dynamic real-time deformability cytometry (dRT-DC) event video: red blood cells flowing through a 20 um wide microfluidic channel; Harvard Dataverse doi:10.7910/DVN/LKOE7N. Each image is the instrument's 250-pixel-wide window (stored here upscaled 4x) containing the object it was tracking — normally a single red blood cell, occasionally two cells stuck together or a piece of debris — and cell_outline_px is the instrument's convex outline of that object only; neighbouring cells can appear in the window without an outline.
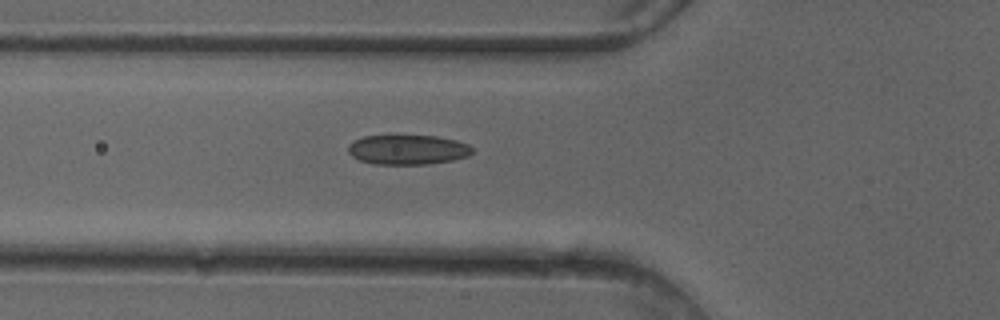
{"species": "common noctule bat (a hibernating species)", "species_latin": "Nyctalus noctula", "temperature_condition": "cold", "stored_images_in_passage": 29, "camera_frame_rate_fps": 3000, "um_per_image_px": 0.085, "animal": {"sex": "female"}, "frame": {"image": 1, "passage_image": 2, "time_ms": 0.333, "image_size_px": [1000, 320], "cell_outline_px": [[472, 152], [468, 156], [452, 160], [428, 164], [372, 164], [360, 160], [352, 156], [348, 152], [348, 144], [364, 136], [436, 136], [456, 140], [468, 144], [472, 148]], "centroid_in_image_um": [34.65, 12.73], "position_along_channel_um": 91.1, "area_um2": 21.39}}
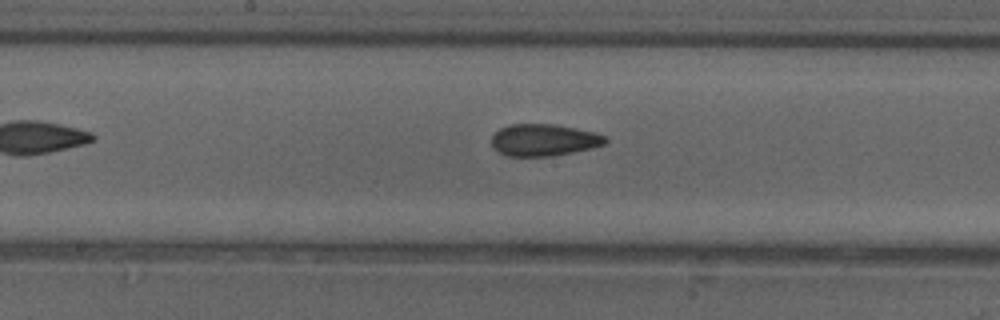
{"frame": {"image": 2, "passage_image": 10, "time_ms": 3.0, "image_size_px": [1000, 320], "cell_outline_px": [[608, 140], [604, 144], [592, 148], [552, 156], [508, 156], [492, 148], [492, 136], [500, 128], [508, 124], [556, 124], [576, 128], [592, 132], [604, 136]], "centroid_in_image_um": [46.2, 11.89], "position_along_channel_um": 202.0, "area_um2": 21.1}}
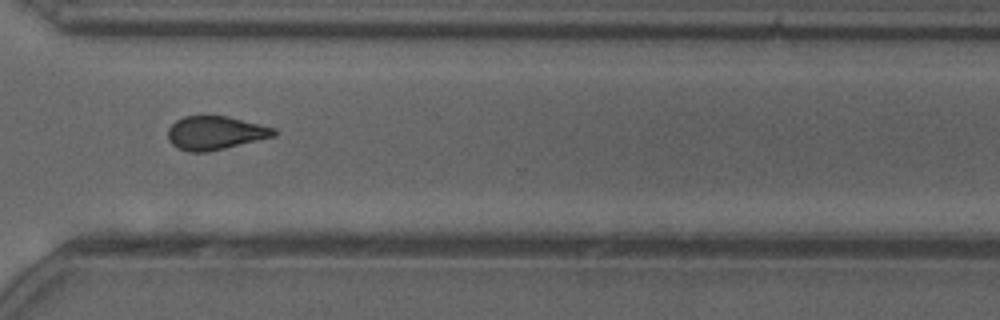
{"frame": {"image": 3, "passage_image": 21, "time_ms": 6.667, "image_size_px": [1000, 320], "cell_outline_px": [[276, 136], [208, 152], [188, 152], [176, 148], [168, 140], [168, 128], [176, 120], [184, 116], [228, 116], [276, 128]], "centroid_in_image_um": [18.29, 11.3], "position_along_channel_um": 352.3, "area_um2": 20.87}}